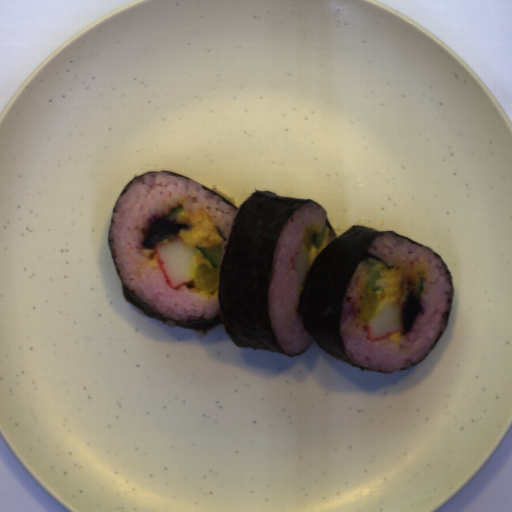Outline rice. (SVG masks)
<instances>
[{
    "mask_svg": "<svg viewBox=\"0 0 512 512\" xmlns=\"http://www.w3.org/2000/svg\"><path fill=\"white\" fill-rule=\"evenodd\" d=\"M182 206L211 221L224 240L220 275L236 210L197 181L170 173L141 175L120 195L112 212L108 245L123 285L159 315L175 321L214 318L219 315V290L195 289L194 280L172 289L155 250L142 246L149 225Z\"/></svg>",
    "mask_w": 512,
    "mask_h": 512,
    "instance_id": "1",
    "label": "rice"
},
{
    "mask_svg": "<svg viewBox=\"0 0 512 512\" xmlns=\"http://www.w3.org/2000/svg\"><path fill=\"white\" fill-rule=\"evenodd\" d=\"M369 253L378 260L380 271L397 268L404 275L401 307L415 296V286L422 278L420 302L423 310L409 333L399 342L387 338L366 339V319L357 316L360 302L367 289L371 264H358L341 304L339 336L344 356L353 364L375 372H394L416 365L435 344L450 300L451 279L445 265L431 252L397 234H382L375 238Z\"/></svg>",
    "mask_w": 512,
    "mask_h": 512,
    "instance_id": "2",
    "label": "rice"
},
{
    "mask_svg": "<svg viewBox=\"0 0 512 512\" xmlns=\"http://www.w3.org/2000/svg\"><path fill=\"white\" fill-rule=\"evenodd\" d=\"M326 218L321 207L312 202L304 204L288 218L275 247L273 276L267 289L268 316L283 354L290 357L302 355L314 340L301 315L304 282L300 285L292 258L304 244L307 230L322 233L324 228L329 229ZM335 239L329 229L328 244Z\"/></svg>",
    "mask_w": 512,
    "mask_h": 512,
    "instance_id": "3",
    "label": "rice"
}]
</instances>
